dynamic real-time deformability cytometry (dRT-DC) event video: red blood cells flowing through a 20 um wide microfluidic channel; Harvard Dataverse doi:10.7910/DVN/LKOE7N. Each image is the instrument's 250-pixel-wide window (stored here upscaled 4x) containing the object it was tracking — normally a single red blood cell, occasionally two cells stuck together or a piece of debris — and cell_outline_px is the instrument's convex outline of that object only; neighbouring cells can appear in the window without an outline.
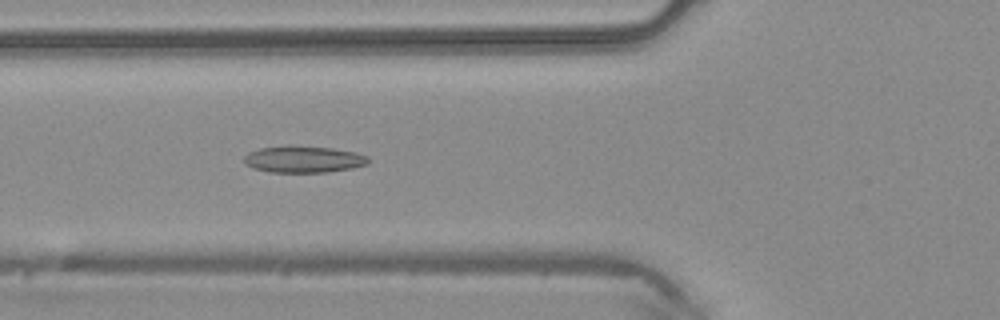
{"species": "common noctule bat (a hibernating species)", "species_latin": "Nyctalus noctula", "temperature_condition": "warm", "stored_images_in_passage": 35, "camera_frame_rate_fps": 3000, "um_per_image_px": 0.085, "animal": {"sex": "male", "body_mass_g": 20.4}, "frame": {"image": 1, "passage_image": 6, "time_ms": 1.667, "image_size_px": [1000, 320], "cell_outline_px": [[368, 164], [352, 168], [328, 172], [268, 172], [252, 168], [244, 160], [244, 156], [248, 152], [260, 148], [284, 144], [292, 144], [332, 148], [356, 152], [368, 156]], "centroid_in_image_um": [25.79, 13.51], "position_along_channel_um": 100.0, "area_um2": 19.71}}
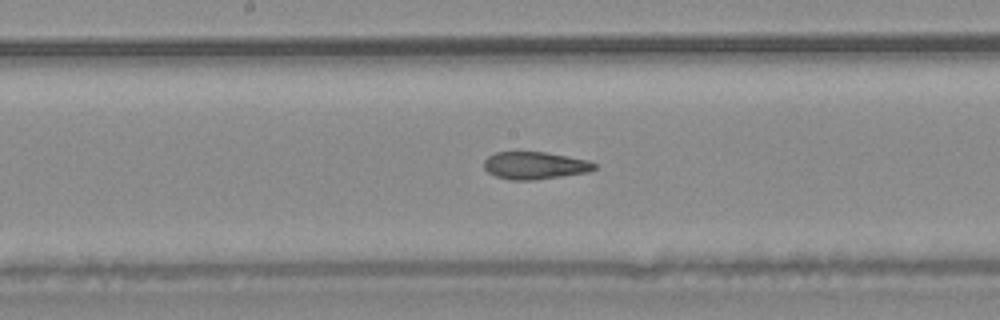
{"frame": {"image": 2, "passage_image": 13, "time_ms": 4.0, "image_size_px": [1000, 320], "cell_outline_px": [[596, 168], [588, 172], [532, 180], [512, 180], [496, 176], [488, 172], [484, 168], [484, 160], [488, 156], [496, 152], [544, 152], [588, 160], [596, 164]], "centroid_in_image_um": [45.44, 14.06], "position_along_channel_um": 202.8, "area_um2": 17.46}}
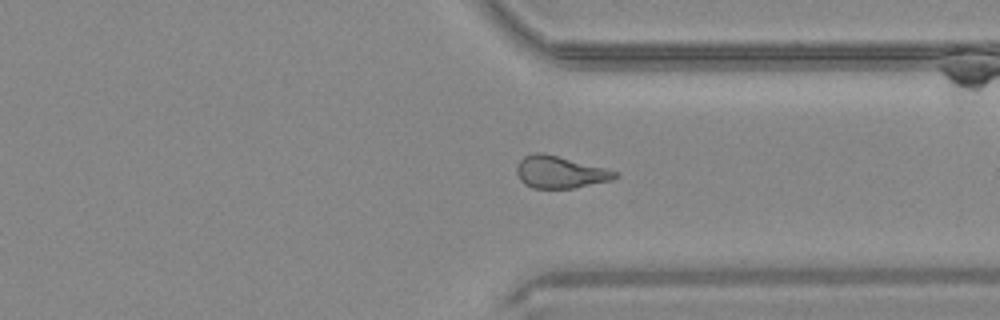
{"frame": {"image": 3, "passage_image": 24, "time_ms": 7.667, "image_size_px": [1000, 320], "cell_outline_px": [[620, 176], [612, 180], [572, 188], [532, 188], [524, 184], [520, 180], [516, 172], [516, 164], [524, 156], [532, 152], [544, 152], [620, 172]], "centroid_in_image_um": [47.58, 14.62], "position_along_channel_um": 363.8, "area_um2": 18.61}}